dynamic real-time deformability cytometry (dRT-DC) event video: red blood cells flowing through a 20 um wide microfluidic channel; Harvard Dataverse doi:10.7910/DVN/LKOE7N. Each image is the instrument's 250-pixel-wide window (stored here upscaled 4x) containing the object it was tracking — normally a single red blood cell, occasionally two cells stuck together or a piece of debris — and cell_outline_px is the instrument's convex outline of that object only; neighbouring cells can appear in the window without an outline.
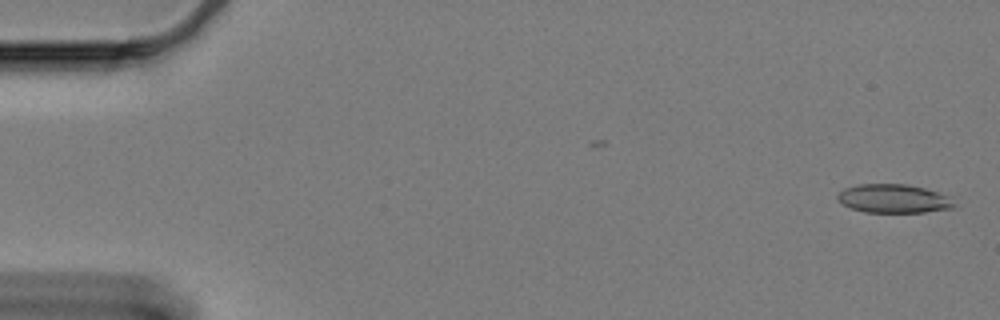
{"species": "Egyptian fruit bat (a non-hibernating species)", "species_latin": "Rousettus aegyptiacus", "temperature_condition": "cold", "stored_images_in_passage": 52, "camera_frame_rate_fps": 3000, "um_per_image_px": 0.085, "animal": {"sex": "female"}, "frame": {"image": 1, "passage_image": 2, "time_ms": 0.333, "image_size_px": [1000, 320], "cell_outline_px": [[956, 204], [952, 208], [924, 212], [864, 212], [852, 208], [836, 200], [836, 196], [844, 188], [856, 184], [908, 184], [924, 188], [948, 196]], "centroid_in_image_um": [75.92, 16.87], "position_along_channel_um": 9.1, "area_um2": 19.42}}
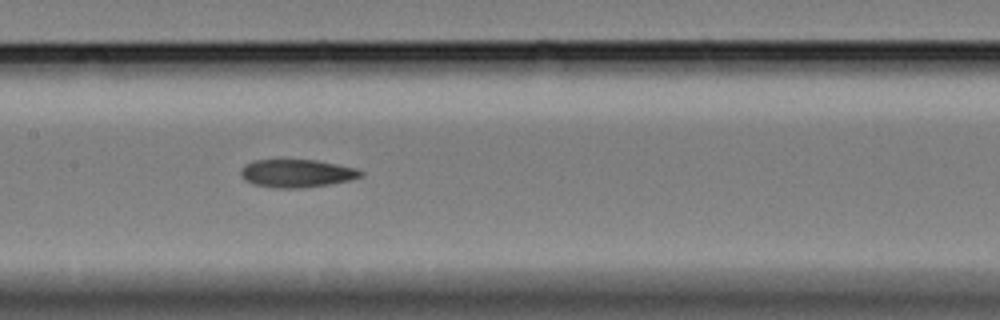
{"frame": {"image": 2, "passage_image": 30, "time_ms": 9.667, "image_size_px": [1000, 320], "cell_outline_px": [[364, 176], [332, 184], [304, 188], [272, 188], [252, 184], [244, 180], [240, 176], [240, 168], [244, 164], [256, 160], [316, 160], [356, 168], [364, 172]], "centroid_in_image_um": [25.2, 14.74], "position_along_channel_um": 182.2, "area_um2": 19.83}}
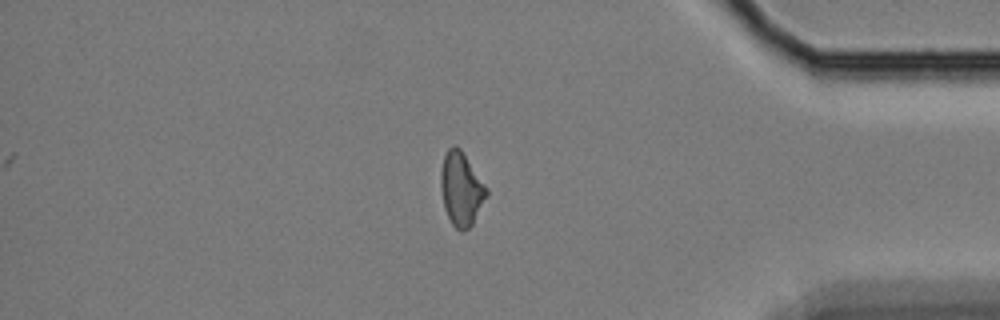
{"frame": {"image": 3, "passage_image": 52, "time_ms": 17.0, "image_size_px": [1000, 320], "cell_outline_px": [[488, 196], [472, 224], [464, 232], [460, 232], [452, 224], [444, 208], [440, 188], [440, 172], [444, 156], [448, 148], [452, 144], [456, 144], [460, 148], [488, 188]], "centroid_in_image_um": [39.2, 16.05], "position_along_channel_um": 396.0, "area_um2": 19.83}, "authors_computed_cell_mechanics": {"area_um2": 19.7387, "velocity_mm_per_s": 3.2855, "shape_relaxation_time_tau1_ms": null, "shape_relaxation_time_tau2_ms": 2.5933, "deformation_change_tau1": null, "deformation_change_tau2": 0.1036}}